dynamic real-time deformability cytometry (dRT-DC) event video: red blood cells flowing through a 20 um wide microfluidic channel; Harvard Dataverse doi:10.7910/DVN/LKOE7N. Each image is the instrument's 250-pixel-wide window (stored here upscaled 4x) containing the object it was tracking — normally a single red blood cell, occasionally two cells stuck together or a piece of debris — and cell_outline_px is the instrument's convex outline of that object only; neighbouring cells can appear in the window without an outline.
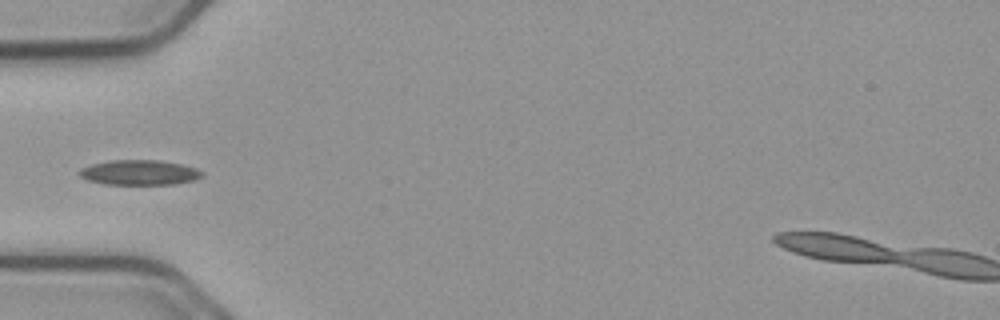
{"species": "common noctule bat (a hibernating species)", "species_latin": "Nyctalus noctula", "temperature_condition": "cold", "stored_images_in_passage": 39, "segment_of_instrument_passage": [1, 2], "camera_frame_rate_fps": 3000, "um_per_image_px": 0.085, "animal": {"sex": "male", "body_mass_g": 23.1, "forearm_length_mm": 52.7}, "frame": {"image": 1, "passage_image": 1, "time_ms": 0.0, "image_size_px": [1000, 320], "cell_outline_px": [[204, 176], [196, 180], [176, 184], [104, 184], [88, 180], [80, 176], [76, 172], [80, 168], [92, 164], [112, 160], [160, 160], [180, 164], [196, 168], [204, 172]], "centroid_in_image_um": [11.87, 14.66], "position_along_channel_um": 73.1, "area_um2": 18.03}}
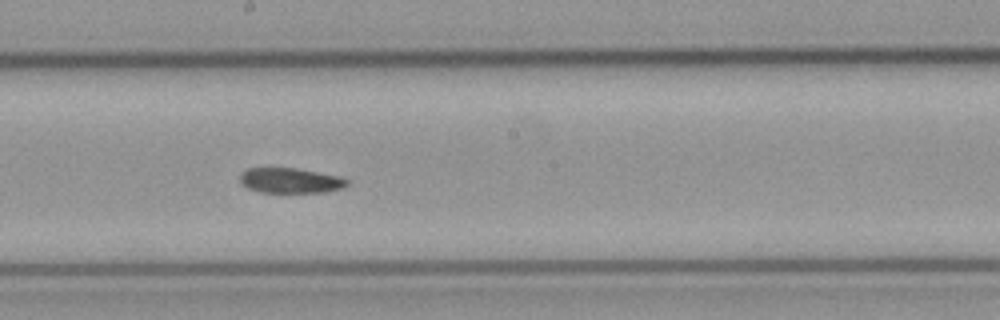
{"frame": {"image": 2, "passage_image": 13, "time_ms": 4.0, "image_size_px": [1000, 320], "cell_outline_px": [[348, 184], [344, 188], [324, 192], [260, 192], [248, 188], [240, 184], [240, 172], [248, 168], [296, 168], [340, 176], [348, 180]], "centroid_in_image_um": [24.67, 15.34], "position_along_channel_um": 223.5, "area_um2": 15.78}}
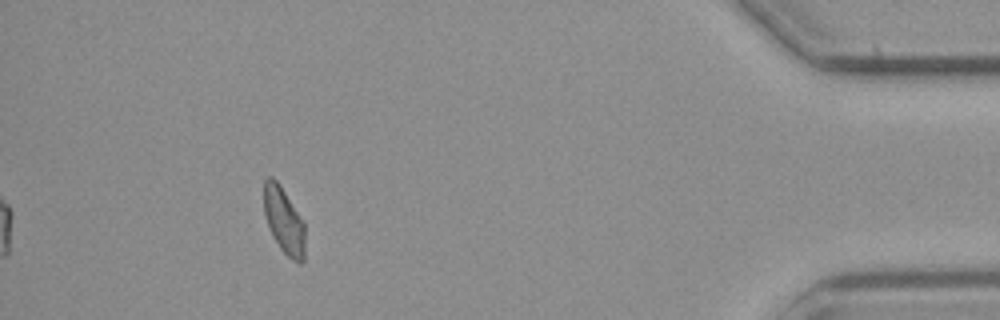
{"frame": {"image": 3, "passage_image": 33, "time_ms": 10.667, "image_size_px": [1000, 320], "cell_outline_px": [[304, 260], [300, 264], [292, 260], [280, 248], [272, 236], [264, 212], [264, 180], [268, 176], [272, 176], [280, 184], [304, 220]], "centroid_in_image_um": [24.14, 18.73], "position_along_channel_um": 411.1, "area_um2": 16.01}}